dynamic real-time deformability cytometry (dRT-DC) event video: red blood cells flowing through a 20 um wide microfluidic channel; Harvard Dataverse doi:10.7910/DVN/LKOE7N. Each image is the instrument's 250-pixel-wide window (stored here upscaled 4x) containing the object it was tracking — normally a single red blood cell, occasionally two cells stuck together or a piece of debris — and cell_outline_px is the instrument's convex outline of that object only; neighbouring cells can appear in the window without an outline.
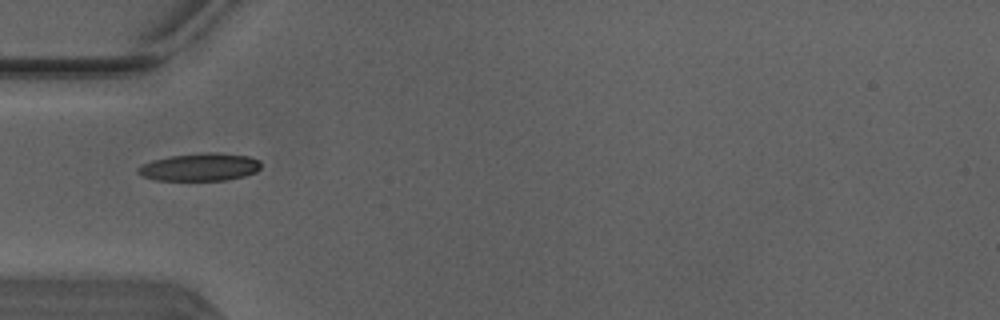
{"species": "Egyptian fruit bat (a non-hibernating species)", "species_latin": "Rousettus aegyptiacus", "temperature_condition": "warm", "stored_images_in_passage": 35, "camera_frame_rate_fps": 3000, "um_per_image_px": 0.085, "animal": {"sex": "male"}, "frame": {"image": 1, "passage_image": 1, "time_ms": 0.0, "image_size_px": [1000, 320], "cell_outline_px": [[260, 168], [256, 172], [244, 176], [228, 180], [156, 180], [144, 176], [136, 172], [136, 168], [152, 160], [172, 156], [200, 152], [216, 152], [248, 156], [260, 160]], "centroid_in_image_um": [17.01, 14.19], "position_along_channel_um": 68.0, "area_um2": 19.88}}
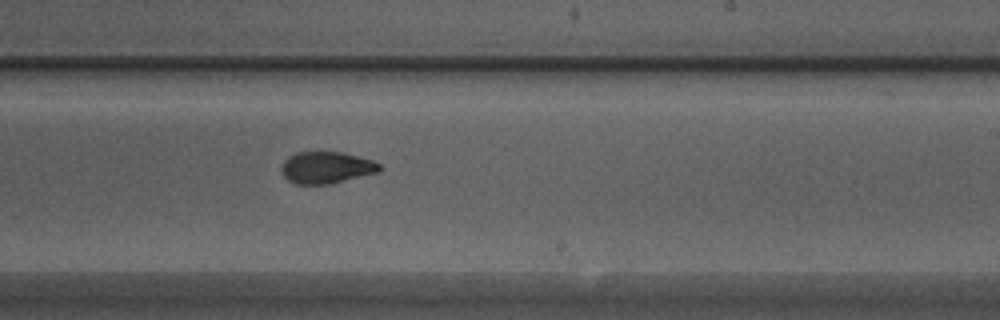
{"frame": {"image": 2, "passage_image": 15, "time_ms": 4.667, "image_size_px": [1000, 320], "cell_outline_px": [[380, 168], [376, 172], [328, 184], [296, 184], [288, 180], [280, 172], [280, 168], [284, 160], [288, 156], [296, 152], [340, 152], [372, 160], [380, 164]], "centroid_in_image_um": [27.66, 14.23], "position_along_channel_um": 261.3, "area_um2": 17.92}}
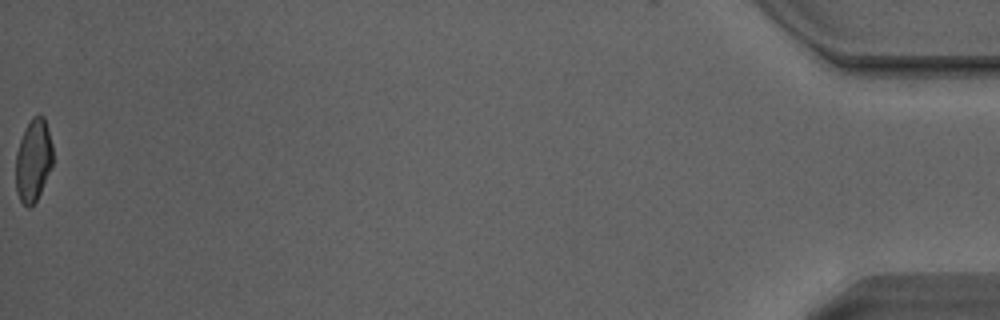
{"frame": {"image": 3, "passage_image": 35, "time_ms": 11.333, "image_size_px": [1000, 320], "cell_outline_px": [[52, 164], [40, 192], [36, 200], [28, 208], [20, 200], [16, 192], [16, 152], [24, 128], [32, 116], [40, 112], [44, 116], [52, 144]], "centroid_in_image_um": [2.82, 13.56], "position_along_channel_um": 432.4, "area_um2": 17.8}, "authors_computed_cell_mechanics": {"area_um2": 18.5538, "velocity_mm_per_s": 4.1396, "shape_relaxation_time_tau1_ms": 3.7154, "shape_relaxation_time_tau2_ms": 1.6925, "deformation_change_tau1": 0.1785, "deformation_change_tau2": 0.075}}